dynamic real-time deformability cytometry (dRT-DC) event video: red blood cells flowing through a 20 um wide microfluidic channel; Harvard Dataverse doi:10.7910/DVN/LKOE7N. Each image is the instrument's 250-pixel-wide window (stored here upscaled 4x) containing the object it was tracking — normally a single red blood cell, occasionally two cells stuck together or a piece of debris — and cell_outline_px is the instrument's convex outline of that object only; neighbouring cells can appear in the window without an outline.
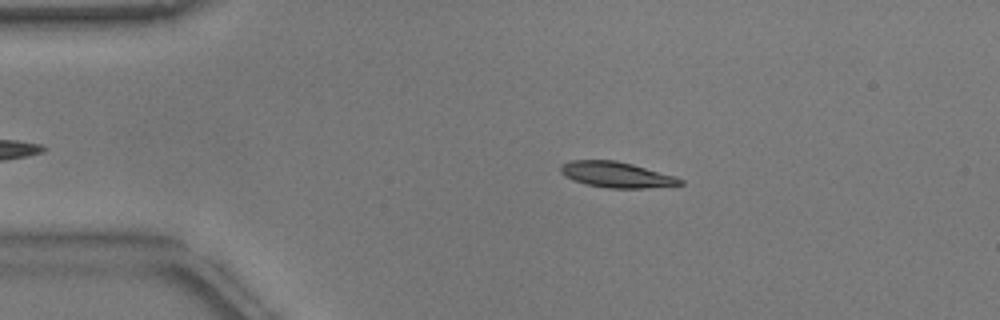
{"species": "common noctule bat (a hibernating species)", "species_latin": "Nyctalus noctula", "temperature_condition": "warm", "stored_images_in_passage": 46, "camera_frame_rate_fps": 3000, "um_per_image_px": 0.085, "animal": {"sex": "male", "body_mass_g": 17.9}, "frame": {"image": 1, "passage_image": 11, "time_ms": 3.333, "image_size_px": [1000, 320], "cell_outline_px": [[684, 184], [644, 188], [608, 188], [584, 184], [572, 180], [564, 176], [560, 172], [560, 164], [568, 160], [616, 160], [632, 164], [676, 176], [684, 180]], "centroid_in_image_um": [52.36, 14.84], "position_along_channel_um": 32.6, "area_um2": 18.09}}
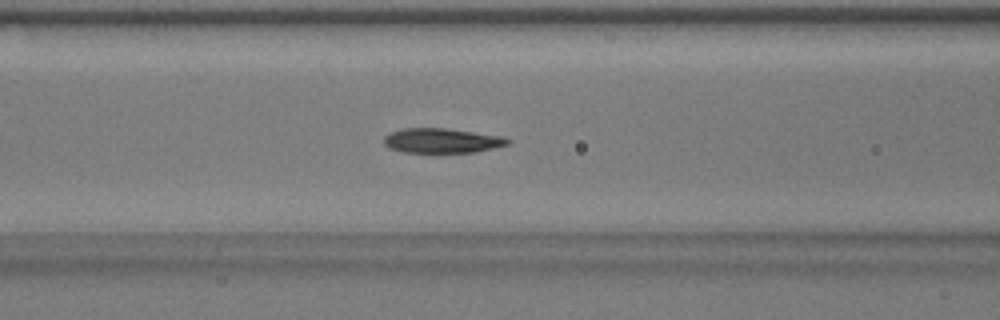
{"frame": {"image": 2, "passage_image": 22, "time_ms": 7.0, "image_size_px": [1000, 320], "cell_outline_px": [[512, 140], [508, 144], [476, 152], [404, 152], [388, 148], [384, 144], [384, 136], [388, 132], [404, 128], [444, 128], [504, 136]], "centroid_in_image_um": [37.54, 11.95], "position_along_channel_um": 129.1, "area_um2": 17.86}}
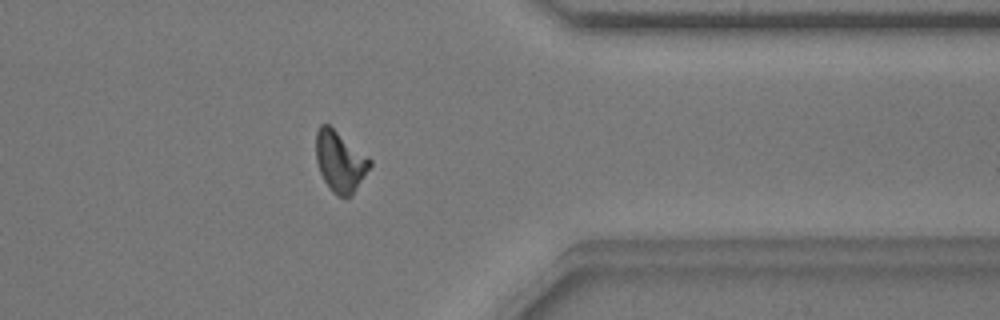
{"frame": {"image": 3, "passage_image": 43, "time_ms": 14.0, "image_size_px": [1000, 320], "cell_outline_px": [[372, 164], [352, 192], [348, 196], [340, 196], [332, 192], [324, 180], [320, 172], [316, 160], [316, 132], [320, 124], [328, 124], [372, 160]], "centroid_in_image_um": [28.87, 13.69], "position_along_channel_um": 382.5, "area_um2": 18.5}, "authors_computed_cell_mechanics": {"area_um2": 18.2359, "velocity_mm_per_s": 3.7983, "shape_relaxation_time_tau1_ms": 4.2741, "shape_relaxation_time_tau2_ms": 3.4935, "deformation_change_tau1": 0.165, "deformation_change_tau2": 0.0963}}